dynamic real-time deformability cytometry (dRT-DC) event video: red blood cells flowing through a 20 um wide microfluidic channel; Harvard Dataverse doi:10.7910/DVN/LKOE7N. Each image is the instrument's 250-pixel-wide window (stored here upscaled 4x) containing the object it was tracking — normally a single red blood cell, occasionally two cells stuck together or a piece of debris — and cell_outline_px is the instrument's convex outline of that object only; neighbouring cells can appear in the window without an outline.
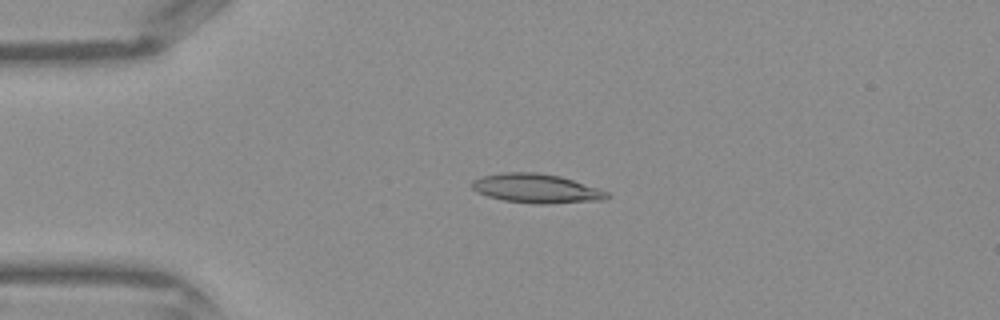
{"species": "Egyptian fruit bat (a non-hibernating species)", "species_latin": "Rousettus aegyptiacus", "temperature_condition": "warm", "stored_images_in_passage": 42, "camera_frame_rate_fps": 3000, "um_per_image_px": 0.085, "frame": {"image": 1, "passage_image": 9, "time_ms": 2.667, "image_size_px": [1000, 320], "cell_outline_px": [[608, 196], [604, 200], [548, 204], [532, 204], [504, 200], [488, 196], [476, 192], [468, 184], [472, 180], [484, 176], [504, 172], [536, 172], [560, 176], [608, 192]], "centroid_in_image_um": [45.53, 16.02], "position_along_channel_um": 39.5, "area_um2": 22.89}}
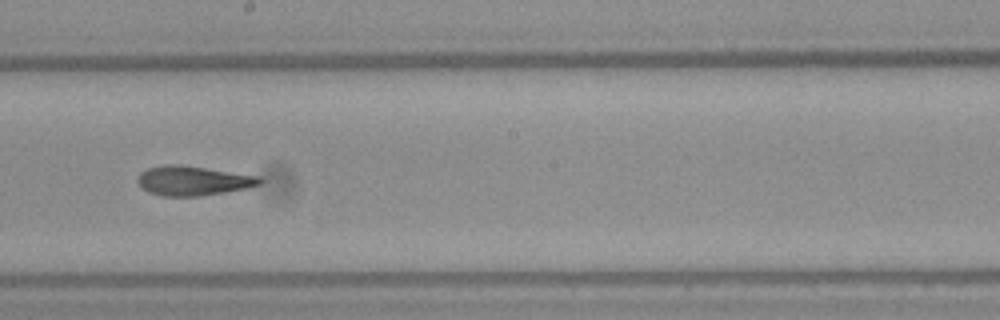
{"frame": {"image": 2, "passage_image": 23, "time_ms": 7.333, "image_size_px": [1000, 320], "cell_outline_px": [[264, 180], [260, 184], [248, 188], [196, 196], [164, 196], [148, 192], [136, 180], [140, 172], [148, 168], [164, 164], [180, 164], [260, 176]], "centroid_in_image_um": [16.41, 15.34], "position_along_channel_um": 231.8, "area_um2": 20.92}}
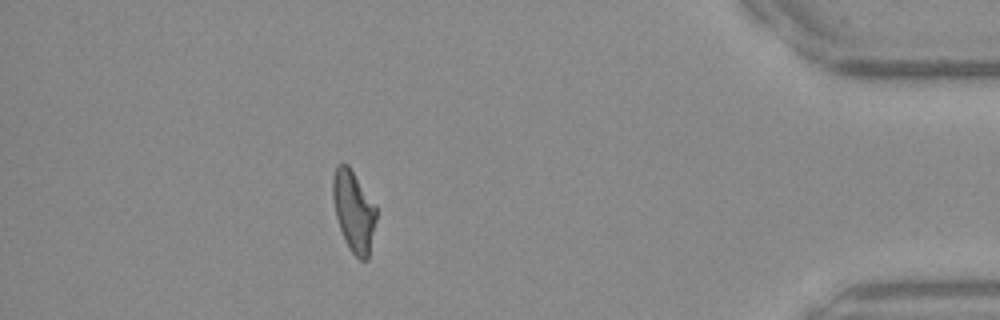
{"frame": {"image": 3, "passage_image": 37, "time_ms": 12.0, "image_size_px": [1000, 320], "cell_outline_px": [[376, 220], [368, 260], [360, 260], [352, 252], [344, 240], [336, 216], [332, 200], [332, 180], [336, 168], [340, 164], [348, 164], [376, 208]], "centroid_in_image_um": [30.05, 17.98], "position_along_channel_um": 405.2, "area_um2": 20.17}}